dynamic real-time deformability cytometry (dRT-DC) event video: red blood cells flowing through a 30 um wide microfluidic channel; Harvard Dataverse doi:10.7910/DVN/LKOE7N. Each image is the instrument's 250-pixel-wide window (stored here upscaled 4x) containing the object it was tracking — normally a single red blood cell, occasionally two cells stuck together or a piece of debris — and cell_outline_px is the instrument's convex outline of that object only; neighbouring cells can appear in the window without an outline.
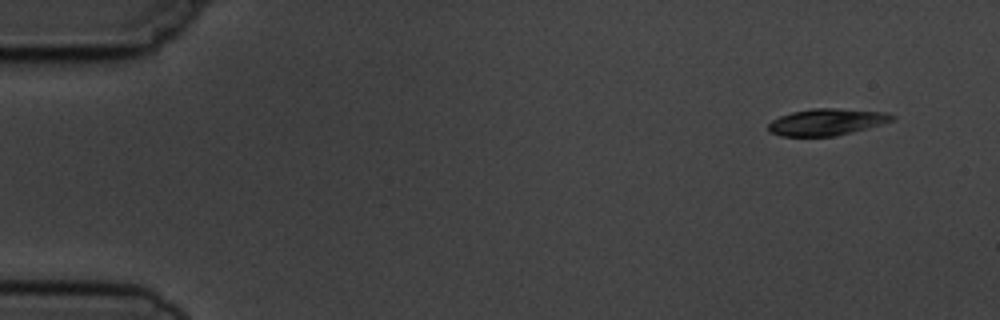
{"species": "common noctule bat (a hibernating species)", "species_latin": "Nyctalus noctula", "temperature_condition": "cold", "stored_images_in_passage": 14, "camera_frame_rate_fps": 3000, "um_per_image_px": 0.085, "animal": {"sex": "male", "body_mass_g": 19.5, "forearm_length_mm": 54.6}, "frame": {"image": 1, "passage_image": 1, "time_ms": 0.0, "image_size_px": [1000, 320], "cell_outline_px": [[896, 120], [868, 128], [836, 136], [780, 136], [768, 132], [768, 124], [772, 120], [780, 116], [792, 112], [812, 108], [836, 108], [884, 112], [896, 116]], "centroid_in_image_um": [70.27, 10.37], "position_along_channel_um": 14.7, "area_um2": 19.36}}
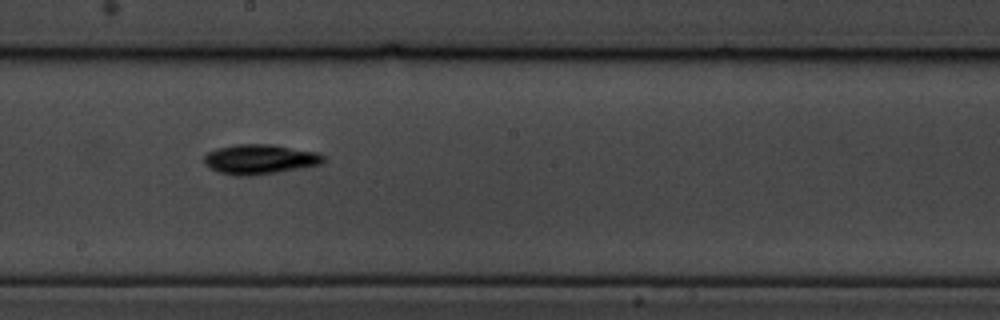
{"frame": {"image": 2, "passage_image": 8, "time_ms": 8.667, "image_size_px": [1000, 320], "cell_outline_px": [[324, 160], [320, 164], [300, 168], [276, 172], [248, 176], [236, 176], [220, 172], [204, 164], [204, 156], [208, 152], [216, 148], [236, 144], [272, 144], [316, 152], [324, 156]], "centroid_in_image_um": [22.05, 13.53], "position_along_channel_um": 226.1, "area_um2": 20.52}}
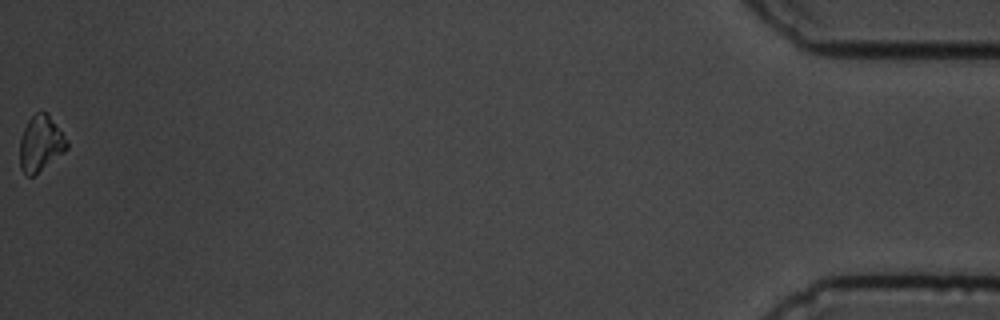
{"frame": {"image": 3, "passage_image": 14, "time_ms": 16.667, "image_size_px": [1000, 320], "cell_outline_px": [[68, 148], [64, 152], [32, 176], [24, 176], [20, 168], [20, 140], [24, 128], [28, 120], [36, 112], [48, 112], [68, 140]], "centroid_in_image_um": [3.45, 12.19], "position_along_channel_um": 431.7, "area_um2": 15.32}, "authors_computed_cell_mechanics": {"area_um2": 18.9295, "velocity_mm_per_s": 3.7519, "shape_relaxation_time_tau1_ms": 1.8781, "shape_relaxation_time_tau2_ms": null, "deformation_change_tau1": 0.0857, "deformation_change_tau2": null}}